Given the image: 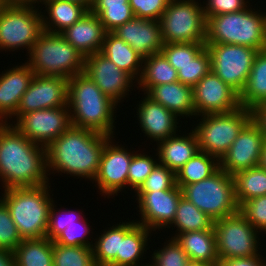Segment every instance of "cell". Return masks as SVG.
Wrapping results in <instances>:
<instances>
[{
    "label": "cell",
    "instance_id": "8fae6325",
    "mask_svg": "<svg viewBox=\"0 0 266 266\" xmlns=\"http://www.w3.org/2000/svg\"><path fill=\"white\" fill-rule=\"evenodd\" d=\"M213 229L220 263L225 259L251 257L258 255L264 249L266 251L265 246L263 248V245H260L263 243L261 240L266 239L239 211L214 221Z\"/></svg>",
    "mask_w": 266,
    "mask_h": 266
},
{
    "label": "cell",
    "instance_id": "5bb4252c",
    "mask_svg": "<svg viewBox=\"0 0 266 266\" xmlns=\"http://www.w3.org/2000/svg\"><path fill=\"white\" fill-rule=\"evenodd\" d=\"M182 196V190L177 185L165 191L135 192L132 198L135 199L134 203H137L134 208L139 212L136 213L139 219L133 215L131 217L136 223L155 233L160 231V234L173 222Z\"/></svg>",
    "mask_w": 266,
    "mask_h": 266
},
{
    "label": "cell",
    "instance_id": "6da1fadb",
    "mask_svg": "<svg viewBox=\"0 0 266 266\" xmlns=\"http://www.w3.org/2000/svg\"><path fill=\"white\" fill-rule=\"evenodd\" d=\"M46 147L30 141L13 125L0 123V190L53 182Z\"/></svg>",
    "mask_w": 266,
    "mask_h": 266
},
{
    "label": "cell",
    "instance_id": "484cf974",
    "mask_svg": "<svg viewBox=\"0 0 266 266\" xmlns=\"http://www.w3.org/2000/svg\"><path fill=\"white\" fill-rule=\"evenodd\" d=\"M153 101L158 102L178 118L195 119L193 87L177 81L151 87L146 93Z\"/></svg>",
    "mask_w": 266,
    "mask_h": 266
},
{
    "label": "cell",
    "instance_id": "7a4b0ae2",
    "mask_svg": "<svg viewBox=\"0 0 266 266\" xmlns=\"http://www.w3.org/2000/svg\"><path fill=\"white\" fill-rule=\"evenodd\" d=\"M111 138L71 125L46 148L49 178L52 174L59 177L65 174V177L93 182L105 144Z\"/></svg>",
    "mask_w": 266,
    "mask_h": 266
},
{
    "label": "cell",
    "instance_id": "ba28073f",
    "mask_svg": "<svg viewBox=\"0 0 266 266\" xmlns=\"http://www.w3.org/2000/svg\"><path fill=\"white\" fill-rule=\"evenodd\" d=\"M181 190L183 197L214 221L239 211L233 177L220 168L209 178L184 185Z\"/></svg>",
    "mask_w": 266,
    "mask_h": 266
},
{
    "label": "cell",
    "instance_id": "d590c367",
    "mask_svg": "<svg viewBox=\"0 0 266 266\" xmlns=\"http://www.w3.org/2000/svg\"><path fill=\"white\" fill-rule=\"evenodd\" d=\"M219 169V160L206 152L199 151L176 175V185L181 189L184 185L197 183L209 178Z\"/></svg>",
    "mask_w": 266,
    "mask_h": 266
},
{
    "label": "cell",
    "instance_id": "816d5d0a",
    "mask_svg": "<svg viewBox=\"0 0 266 266\" xmlns=\"http://www.w3.org/2000/svg\"><path fill=\"white\" fill-rule=\"evenodd\" d=\"M129 0H93L90 10H106L107 8L124 7Z\"/></svg>",
    "mask_w": 266,
    "mask_h": 266
},
{
    "label": "cell",
    "instance_id": "3957f363",
    "mask_svg": "<svg viewBox=\"0 0 266 266\" xmlns=\"http://www.w3.org/2000/svg\"><path fill=\"white\" fill-rule=\"evenodd\" d=\"M68 107L72 126L117 137L119 105L83 72L68 79Z\"/></svg>",
    "mask_w": 266,
    "mask_h": 266
},
{
    "label": "cell",
    "instance_id": "7bdbcfd3",
    "mask_svg": "<svg viewBox=\"0 0 266 266\" xmlns=\"http://www.w3.org/2000/svg\"><path fill=\"white\" fill-rule=\"evenodd\" d=\"M205 43H164L161 53L178 71L194 59L204 48Z\"/></svg>",
    "mask_w": 266,
    "mask_h": 266
},
{
    "label": "cell",
    "instance_id": "f1b7e54d",
    "mask_svg": "<svg viewBox=\"0 0 266 266\" xmlns=\"http://www.w3.org/2000/svg\"><path fill=\"white\" fill-rule=\"evenodd\" d=\"M119 69L130 74L136 81L142 73L143 58L126 42L112 32H106L100 51Z\"/></svg>",
    "mask_w": 266,
    "mask_h": 266
},
{
    "label": "cell",
    "instance_id": "836d02e7",
    "mask_svg": "<svg viewBox=\"0 0 266 266\" xmlns=\"http://www.w3.org/2000/svg\"><path fill=\"white\" fill-rule=\"evenodd\" d=\"M238 206L250 199L266 195V170L260 166L232 175Z\"/></svg>",
    "mask_w": 266,
    "mask_h": 266
},
{
    "label": "cell",
    "instance_id": "ac0fdd59",
    "mask_svg": "<svg viewBox=\"0 0 266 266\" xmlns=\"http://www.w3.org/2000/svg\"><path fill=\"white\" fill-rule=\"evenodd\" d=\"M68 106V79L35 75L22 95L16 114L7 122L13 124L22 114L46 108Z\"/></svg>",
    "mask_w": 266,
    "mask_h": 266
},
{
    "label": "cell",
    "instance_id": "44dd1931",
    "mask_svg": "<svg viewBox=\"0 0 266 266\" xmlns=\"http://www.w3.org/2000/svg\"><path fill=\"white\" fill-rule=\"evenodd\" d=\"M120 219L122 222H120V246L119 252H117V266H148L149 261L146 262L147 256L145 254L149 252L147 250L151 248L150 245H153L152 240L159 233H154L143 225L136 223L135 220L129 219V217L126 219L127 221Z\"/></svg>",
    "mask_w": 266,
    "mask_h": 266
},
{
    "label": "cell",
    "instance_id": "db71d44e",
    "mask_svg": "<svg viewBox=\"0 0 266 266\" xmlns=\"http://www.w3.org/2000/svg\"><path fill=\"white\" fill-rule=\"evenodd\" d=\"M0 266H16L13 251L0 249Z\"/></svg>",
    "mask_w": 266,
    "mask_h": 266
},
{
    "label": "cell",
    "instance_id": "8d00e7d4",
    "mask_svg": "<svg viewBox=\"0 0 266 266\" xmlns=\"http://www.w3.org/2000/svg\"><path fill=\"white\" fill-rule=\"evenodd\" d=\"M142 145L138 146L137 151L130 162L129 173H128V190L131 191L130 194H133L140 188L144 183L145 179L151 174L153 168L156 166L158 161V154L153 147L154 151H150L148 148H142ZM139 152V153H138ZM150 152L152 154H150ZM154 155V156H153Z\"/></svg>",
    "mask_w": 266,
    "mask_h": 266
},
{
    "label": "cell",
    "instance_id": "d4e9b609",
    "mask_svg": "<svg viewBox=\"0 0 266 266\" xmlns=\"http://www.w3.org/2000/svg\"><path fill=\"white\" fill-rule=\"evenodd\" d=\"M183 130L174 136L161 140L156 145L154 143L159 163L172 170L175 174L200 151L197 137L193 130L189 129V127L187 130L184 128Z\"/></svg>",
    "mask_w": 266,
    "mask_h": 266
},
{
    "label": "cell",
    "instance_id": "11a10c76",
    "mask_svg": "<svg viewBox=\"0 0 266 266\" xmlns=\"http://www.w3.org/2000/svg\"><path fill=\"white\" fill-rule=\"evenodd\" d=\"M8 5H33L39 7L41 0H6Z\"/></svg>",
    "mask_w": 266,
    "mask_h": 266
},
{
    "label": "cell",
    "instance_id": "bcb514c9",
    "mask_svg": "<svg viewBox=\"0 0 266 266\" xmlns=\"http://www.w3.org/2000/svg\"><path fill=\"white\" fill-rule=\"evenodd\" d=\"M22 240L6 204L0 199V249L14 251Z\"/></svg>",
    "mask_w": 266,
    "mask_h": 266
},
{
    "label": "cell",
    "instance_id": "52a82bcc",
    "mask_svg": "<svg viewBox=\"0 0 266 266\" xmlns=\"http://www.w3.org/2000/svg\"><path fill=\"white\" fill-rule=\"evenodd\" d=\"M252 118V110L240 106L227 113L197 116L190 127L197 137L199 150L220 160Z\"/></svg>",
    "mask_w": 266,
    "mask_h": 266
},
{
    "label": "cell",
    "instance_id": "e575fe53",
    "mask_svg": "<svg viewBox=\"0 0 266 266\" xmlns=\"http://www.w3.org/2000/svg\"><path fill=\"white\" fill-rule=\"evenodd\" d=\"M106 228L95 233L92 247L96 266H117V252L120 246V222H111Z\"/></svg>",
    "mask_w": 266,
    "mask_h": 266
},
{
    "label": "cell",
    "instance_id": "ee69618b",
    "mask_svg": "<svg viewBox=\"0 0 266 266\" xmlns=\"http://www.w3.org/2000/svg\"><path fill=\"white\" fill-rule=\"evenodd\" d=\"M239 212L262 235L266 234V195L250 199L239 206Z\"/></svg>",
    "mask_w": 266,
    "mask_h": 266
},
{
    "label": "cell",
    "instance_id": "7402d4cb",
    "mask_svg": "<svg viewBox=\"0 0 266 266\" xmlns=\"http://www.w3.org/2000/svg\"><path fill=\"white\" fill-rule=\"evenodd\" d=\"M112 33L131 46L142 58L160 53L164 46L159 20L134 17Z\"/></svg>",
    "mask_w": 266,
    "mask_h": 266
},
{
    "label": "cell",
    "instance_id": "83f0119b",
    "mask_svg": "<svg viewBox=\"0 0 266 266\" xmlns=\"http://www.w3.org/2000/svg\"><path fill=\"white\" fill-rule=\"evenodd\" d=\"M175 240L186 252L190 261L220 266L214 229L178 234Z\"/></svg>",
    "mask_w": 266,
    "mask_h": 266
},
{
    "label": "cell",
    "instance_id": "4fadbf2b",
    "mask_svg": "<svg viewBox=\"0 0 266 266\" xmlns=\"http://www.w3.org/2000/svg\"><path fill=\"white\" fill-rule=\"evenodd\" d=\"M211 71L238 94L244 89L258 50L235 44H206Z\"/></svg>",
    "mask_w": 266,
    "mask_h": 266
},
{
    "label": "cell",
    "instance_id": "681fc988",
    "mask_svg": "<svg viewBox=\"0 0 266 266\" xmlns=\"http://www.w3.org/2000/svg\"><path fill=\"white\" fill-rule=\"evenodd\" d=\"M203 1L204 16H217L220 14H228L246 9L252 4L253 0H201ZM251 1V2H250Z\"/></svg>",
    "mask_w": 266,
    "mask_h": 266
},
{
    "label": "cell",
    "instance_id": "4316f807",
    "mask_svg": "<svg viewBox=\"0 0 266 266\" xmlns=\"http://www.w3.org/2000/svg\"><path fill=\"white\" fill-rule=\"evenodd\" d=\"M39 7L43 30L57 34L76 23L89 11L86 6L68 0H41Z\"/></svg>",
    "mask_w": 266,
    "mask_h": 266
},
{
    "label": "cell",
    "instance_id": "74e56055",
    "mask_svg": "<svg viewBox=\"0 0 266 266\" xmlns=\"http://www.w3.org/2000/svg\"><path fill=\"white\" fill-rule=\"evenodd\" d=\"M164 235L165 241L160 243L161 245L152 251L149 258V266H187L190 261L186 252L182 249L175 238Z\"/></svg>",
    "mask_w": 266,
    "mask_h": 266
},
{
    "label": "cell",
    "instance_id": "f907efd6",
    "mask_svg": "<svg viewBox=\"0 0 266 266\" xmlns=\"http://www.w3.org/2000/svg\"><path fill=\"white\" fill-rule=\"evenodd\" d=\"M261 251L256 256L225 259L220 266H266V256ZM265 256V257H264Z\"/></svg>",
    "mask_w": 266,
    "mask_h": 266
},
{
    "label": "cell",
    "instance_id": "7dc6e473",
    "mask_svg": "<svg viewBox=\"0 0 266 266\" xmlns=\"http://www.w3.org/2000/svg\"><path fill=\"white\" fill-rule=\"evenodd\" d=\"M90 11L99 18L106 32L114 31L118 26L123 25L135 17L129 4H124V7Z\"/></svg>",
    "mask_w": 266,
    "mask_h": 266
},
{
    "label": "cell",
    "instance_id": "277c9868",
    "mask_svg": "<svg viewBox=\"0 0 266 266\" xmlns=\"http://www.w3.org/2000/svg\"><path fill=\"white\" fill-rule=\"evenodd\" d=\"M253 5L252 2L242 11L208 17L205 44H235L266 50L265 6L262 9L257 3Z\"/></svg>",
    "mask_w": 266,
    "mask_h": 266
},
{
    "label": "cell",
    "instance_id": "9c48e42d",
    "mask_svg": "<svg viewBox=\"0 0 266 266\" xmlns=\"http://www.w3.org/2000/svg\"><path fill=\"white\" fill-rule=\"evenodd\" d=\"M43 31L40 7L8 5L0 11V53L25 50L28 56Z\"/></svg>",
    "mask_w": 266,
    "mask_h": 266
},
{
    "label": "cell",
    "instance_id": "9f6ffc18",
    "mask_svg": "<svg viewBox=\"0 0 266 266\" xmlns=\"http://www.w3.org/2000/svg\"><path fill=\"white\" fill-rule=\"evenodd\" d=\"M259 166L266 170V138L262 146Z\"/></svg>",
    "mask_w": 266,
    "mask_h": 266
},
{
    "label": "cell",
    "instance_id": "d6986e66",
    "mask_svg": "<svg viewBox=\"0 0 266 266\" xmlns=\"http://www.w3.org/2000/svg\"><path fill=\"white\" fill-rule=\"evenodd\" d=\"M264 140L265 136L259 124L252 118L219 160V168L234 175L236 172L259 166Z\"/></svg>",
    "mask_w": 266,
    "mask_h": 266
},
{
    "label": "cell",
    "instance_id": "1f68e13d",
    "mask_svg": "<svg viewBox=\"0 0 266 266\" xmlns=\"http://www.w3.org/2000/svg\"><path fill=\"white\" fill-rule=\"evenodd\" d=\"M213 226L214 220L182 196L177 206L175 218L167 227L169 232H172L168 237L175 238L178 234L185 232L213 229Z\"/></svg>",
    "mask_w": 266,
    "mask_h": 266
},
{
    "label": "cell",
    "instance_id": "c3c4849f",
    "mask_svg": "<svg viewBox=\"0 0 266 266\" xmlns=\"http://www.w3.org/2000/svg\"><path fill=\"white\" fill-rule=\"evenodd\" d=\"M170 0H129L136 18L160 20Z\"/></svg>",
    "mask_w": 266,
    "mask_h": 266
},
{
    "label": "cell",
    "instance_id": "5b68a950",
    "mask_svg": "<svg viewBox=\"0 0 266 266\" xmlns=\"http://www.w3.org/2000/svg\"><path fill=\"white\" fill-rule=\"evenodd\" d=\"M52 184L1 190L0 199L6 204L22 239L46 237L50 207L55 199ZM52 194V195H51Z\"/></svg>",
    "mask_w": 266,
    "mask_h": 266
},
{
    "label": "cell",
    "instance_id": "60d3db41",
    "mask_svg": "<svg viewBox=\"0 0 266 266\" xmlns=\"http://www.w3.org/2000/svg\"><path fill=\"white\" fill-rule=\"evenodd\" d=\"M91 221L88 217H84L78 221V224H73L66 227L54 240L53 243L64 246H85L92 248L94 243V233ZM92 236V237H91Z\"/></svg>",
    "mask_w": 266,
    "mask_h": 266
},
{
    "label": "cell",
    "instance_id": "6f0895ef",
    "mask_svg": "<svg viewBox=\"0 0 266 266\" xmlns=\"http://www.w3.org/2000/svg\"><path fill=\"white\" fill-rule=\"evenodd\" d=\"M68 1L82 4V5L86 6L89 10L91 9L92 4H93V0H68Z\"/></svg>",
    "mask_w": 266,
    "mask_h": 266
},
{
    "label": "cell",
    "instance_id": "f5cc1de1",
    "mask_svg": "<svg viewBox=\"0 0 266 266\" xmlns=\"http://www.w3.org/2000/svg\"><path fill=\"white\" fill-rule=\"evenodd\" d=\"M253 119L259 124L262 133L266 138V103L256 106L252 110Z\"/></svg>",
    "mask_w": 266,
    "mask_h": 266
},
{
    "label": "cell",
    "instance_id": "cb8c5ba5",
    "mask_svg": "<svg viewBox=\"0 0 266 266\" xmlns=\"http://www.w3.org/2000/svg\"><path fill=\"white\" fill-rule=\"evenodd\" d=\"M60 34L85 58L101 51L106 31L99 18L89 10Z\"/></svg>",
    "mask_w": 266,
    "mask_h": 266
},
{
    "label": "cell",
    "instance_id": "4dcf8cb0",
    "mask_svg": "<svg viewBox=\"0 0 266 266\" xmlns=\"http://www.w3.org/2000/svg\"><path fill=\"white\" fill-rule=\"evenodd\" d=\"M177 81V70L161 52L143 58L142 73L137 81L139 92L146 93L153 86Z\"/></svg>",
    "mask_w": 266,
    "mask_h": 266
},
{
    "label": "cell",
    "instance_id": "e0dca14e",
    "mask_svg": "<svg viewBox=\"0 0 266 266\" xmlns=\"http://www.w3.org/2000/svg\"><path fill=\"white\" fill-rule=\"evenodd\" d=\"M137 94L142 96L138 97L141 98L140 100L135 101L137 105L134 107L136 109L134 117L137 118L138 130L141 129L142 133H144L142 136L147 137L144 142L145 145L148 139H151L149 144L153 145L152 143L154 142L157 144L161 140L176 135L179 131L183 130L180 127L182 125L184 127V124L188 123L187 120L185 122L180 120L174 113L158 102L153 101L145 93L139 94L138 91Z\"/></svg>",
    "mask_w": 266,
    "mask_h": 266
},
{
    "label": "cell",
    "instance_id": "8992f818",
    "mask_svg": "<svg viewBox=\"0 0 266 266\" xmlns=\"http://www.w3.org/2000/svg\"><path fill=\"white\" fill-rule=\"evenodd\" d=\"M26 59L35 75L69 79L84 70V56L61 34L47 31L40 34Z\"/></svg>",
    "mask_w": 266,
    "mask_h": 266
},
{
    "label": "cell",
    "instance_id": "f6af8a7d",
    "mask_svg": "<svg viewBox=\"0 0 266 266\" xmlns=\"http://www.w3.org/2000/svg\"><path fill=\"white\" fill-rule=\"evenodd\" d=\"M175 185V173L158 162L136 192L165 191L172 189Z\"/></svg>",
    "mask_w": 266,
    "mask_h": 266
},
{
    "label": "cell",
    "instance_id": "7c38bea8",
    "mask_svg": "<svg viewBox=\"0 0 266 266\" xmlns=\"http://www.w3.org/2000/svg\"><path fill=\"white\" fill-rule=\"evenodd\" d=\"M117 139L112 137L105 144L97 176L92 182V185L95 183L93 189L95 186L98 189L97 194L104 197V199L106 197L107 199H114L115 196L117 197L121 193L127 195L129 165L133 155L139 151L133 147L128 148L125 143L122 145L120 141H116Z\"/></svg>",
    "mask_w": 266,
    "mask_h": 266
},
{
    "label": "cell",
    "instance_id": "d6a6232c",
    "mask_svg": "<svg viewBox=\"0 0 266 266\" xmlns=\"http://www.w3.org/2000/svg\"><path fill=\"white\" fill-rule=\"evenodd\" d=\"M13 253L16 266H53V241L47 237L23 239Z\"/></svg>",
    "mask_w": 266,
    "mask_h": 266
},
{
    "label": "cell",
    "instance_id": "603a6c76",
    "mask_svg": "<svg viewBox=\"0 0 266 266\" xmlns=\"http://www.w3.org/2000/svg\"><path fill=\"white\" fill-rule=\"evenodd\" d=\"M8 67L0 72V123H7L16 114L22 95L35 76L25 61Z\"/></svg>",
    "mask_w": 266,
    "mask_h": 266
},
{
    "label": "cell",
    "instance_id": "30bf717a",
    "mask_svg": "<svg viewBox=\"0 0 266 266\" xmlns=\"http://www.w3.org/2000/svg\"><path fill=\"white\" fill-rule=\"evenodd\" d=\"M201 0H170L160 18L164 43H205L206 18Z\"/></svg>",
    "mask_w": 266,
    "mask_h": 266
},
{
    "label": "cell",
    "instance_id": "b9f144b4",
    "mask_svg": "<svg viewBox=\"0 0 266 266\" xmlns=\"http://www.w3.org/2000/svg\"><path fill=\"white\" fill-rule=\"evenodd\" d=\"M210 71L211 57L205 47L194 59L180 67L177 71L178 81L194 87Z\"/></svg>",
    "mask_w": 266,
    "mask_h": 266
},
{
    "label": "cell",
    "instance_id": "f35d334b",
    "mask_svg": "<svg viewBox=\"0 0 266 266\" xmlns=\"http://www.w3.org/2000/svg\"><path fill=\"white\" fill-rule=\"evenodd\" d=\"M53 266H96L92 248L53 243Z\"/></svg>",
    "mask_w": 266,
    "mask_h": 266
},
{
    "label": "cell",
    "instance_id": "9a60e30c",
    "mask_svg": "<svg viewBox=\"0 0 266 266\" xmlns=\"http://www.w3.org/2000/svg\"><path fill=\"white\" fill-rule=\"evenodd\" d=\"M12 125L33 143L47 148L71 126L70 109L64 106L31 111Z\"/></svg>",
    "mask_w": 266,
    "mask_h": 266
},
{
    "label": "cell",
    "instance_id": "ab89813d",
    "mask_svg": "<svg viewBox=\"0 0 266 266\" xmlns=\"http://www.w3.org/2000/svg\"><path fill=\"white\" fill-rule=\"evenodd\" d=\"M58 203L55 199L50 207L46 237L53 241L66 227L78 224L86 215L81 209H68ZM58 205L60 208H58ZM62 207V208H61ZM78 210V211H77ZM82 211V212H81Z\"/></svg>",
    "mask_w": 266,
    "mask_h": 266
},
{
    "label": "cell",
    "instance_id": "ffe728a7",
    "mask_svg": "<svg viewBox=\"0 0 266 266\" xmlns=\"http://www.w3.org/2000/svg\"><path fill=\"white\" fill-rule=\"evenodd\" d=\"M196 117L227 113L240 107L239 94L210 71L193 87Z\"/></svg>",
    "mask_w": 266,
    "mask_h": 266
},
{
    "label": "cell",
    "instance_id": "2e32d148",
    "mask_svg": "<svg viewBox=\"0 0 266 266\" xmlns=\"http://www.w3.org/2000/svg\"><path fill=\"white\" fill-rule=\"evenodd\" d=\"M83 73L119 107L137 90V81L100 52L85 57Z\"/></svg>",
    "mask_w": 266,
    "mask_h": 266
},
{
    "label": "cell",
    "instance_id": "91938a15",
    "mask_svg": "<svg viewBox=\"0 0 266 266\" xmlns=\"http://www.w3.org/2000/svg\"><path fill=\"white\" fill-rule=\"evenodd\" d=\"M8 6L6 0H0V11L3 10L5 7Z\"/></svg>",
    "mask_w": 266,
    "mask_h": 266
},
{
    "label": "cell",
    "instance_id": "680465c9",
    "mask_svg": "<svg viewBox=\"0 0 266 266\" xmlns=\"http://www.w3.org/2000/svg\"><path fill=\"white\" fill-rule=\"evenodd\" d=\"M187 266H212V265L206 264L204 262L189 261Z\"/></svg>",
    "mask_w": 266,
    "mask_h": 266
},
{
    "label": "cell",
    "instance_id": "f546056e",
    "mask_svg": "<svg viewBox=\"0 0 266 266\" xmlns=\"http://www.w3.org/2000/svg\"><path fill=\"white\" fill-rule=\"evenodd\" d=\"M239 103L251 110L266 103V50L256 54L246 85L239 94Z\"/></svg>",
    "mask_w": 266,
    "mask_h": 266
}]
</instances>
